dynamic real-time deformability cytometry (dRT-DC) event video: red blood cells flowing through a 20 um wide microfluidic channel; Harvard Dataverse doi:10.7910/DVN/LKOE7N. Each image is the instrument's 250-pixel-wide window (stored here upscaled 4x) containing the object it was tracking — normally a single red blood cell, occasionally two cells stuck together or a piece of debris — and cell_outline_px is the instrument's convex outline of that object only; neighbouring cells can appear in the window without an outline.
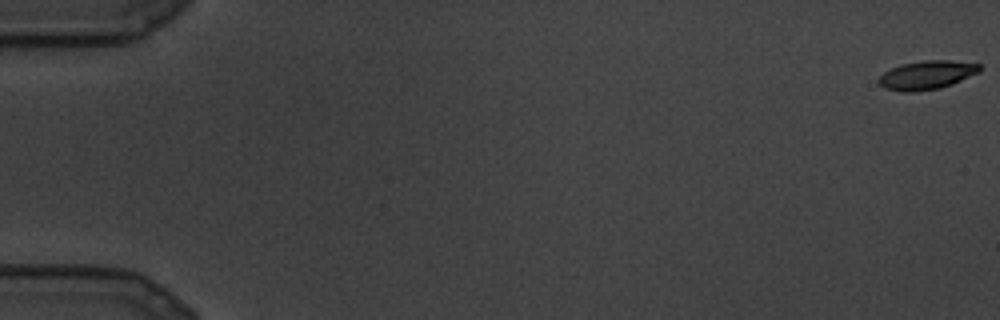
{"species": "common noctule bat (a hibernating species)", "species_latin": "Nyctalus noctula", "temperature_condition": "cold", "stored_images_in_passage": 27, "camera_frame_rate_fps": 3000, "um_per_image_px": 0.085, "animal": {"sex": "male", "body_mass_g": 19.5, "forearm_length_mm": 54.6}, "frame": {"image": 1, "passage_image": 1, "time_ms": 0.0, "image_size_px": [1000, 320], "cell_outline_px": [[980, 72], [952, 84], [940, 88], [916, 92], [904, 92], [884, 88], [876, 80], [884, 72], [900, 64], [924, 60], [948, 60], [980, 64]], "centroid_in_image_um": [78.76, 6.38], "position_along_channel_um": 6.2, "area_um2": 16.94}}